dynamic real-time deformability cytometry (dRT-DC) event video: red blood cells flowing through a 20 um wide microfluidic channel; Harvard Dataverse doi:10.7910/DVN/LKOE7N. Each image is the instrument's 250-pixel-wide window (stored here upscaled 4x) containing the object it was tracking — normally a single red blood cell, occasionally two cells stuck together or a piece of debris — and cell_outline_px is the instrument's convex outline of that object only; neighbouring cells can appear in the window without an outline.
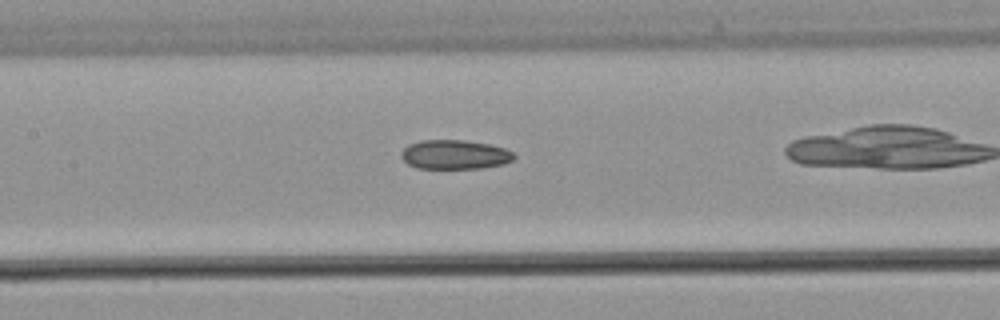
{"species": "common noctule bat (a hibernating species)", "species_latin": "Nyctalus noctula", "temperature_condition": "warm", "stored_images_in_passage": 20, "camera_frame_rate_fps": 3000, "um_per_image_px": 0.085, "animal": {"sex": "male", "body_mass_g": 21.5, "forearm_length_mm": 52.0}, "frame": {"image": 1, "passage_image": 6, "time_ms": 1.667, "image_size_px": [1000, 320], "cell_outline_px": [[516, 156], [512, 160], [504, 164], [480, 168], [416, 168], [408, 164], [400, 156], [400, 152], [408, 144], [420, 140], [464, 140], [488, 144], [504, 148], [512, 152]], "centroid_in_image_um": [38.62, 13.13], "position_along_channel_um": 168.8, "area_um2": 19.25}}